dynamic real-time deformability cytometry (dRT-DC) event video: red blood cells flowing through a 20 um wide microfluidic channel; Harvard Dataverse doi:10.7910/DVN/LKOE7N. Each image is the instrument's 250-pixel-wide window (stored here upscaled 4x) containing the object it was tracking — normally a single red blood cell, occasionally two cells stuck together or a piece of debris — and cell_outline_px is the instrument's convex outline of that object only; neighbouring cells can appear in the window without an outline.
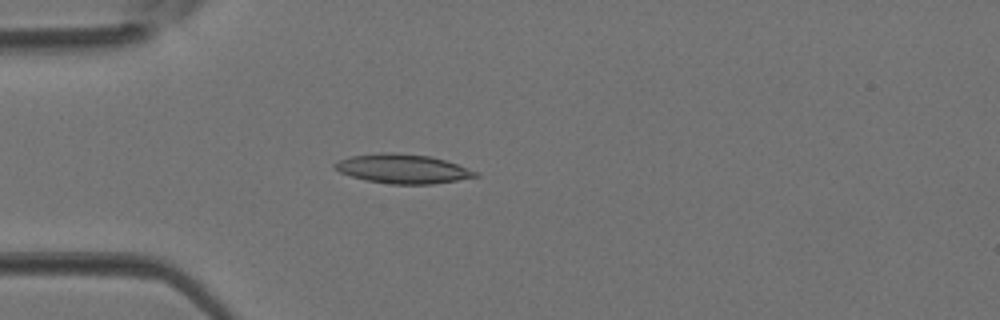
{"species": "Egyptian fruit bat (a non-hibernating species)", "species_latin": "Rousettus aegyptiacus", "temperature_condition": "room temperature", "stored_images_in_passage": 2, "camera_frame_rate_fps": 3000, "um_per_image_px": 0.085, "animal": {"sex": "female"}, "frame": {"image": 1, "passage_image": 2, "time_ms": 0.333, "image_size_px": [1000, 320], "cell_outline_px": [[480, 176], [432, 184], [392, 184], [368, 180], [352, 176], [340, 172], [332, 164], [340, 160], [352, 156], [380, 152], [392, 152], [432, 156], [480, 172]], "centroid_in_image_um": [34.27, 14.34], "position_along_channel_um": 50.7, "area_um2": 23.76}}